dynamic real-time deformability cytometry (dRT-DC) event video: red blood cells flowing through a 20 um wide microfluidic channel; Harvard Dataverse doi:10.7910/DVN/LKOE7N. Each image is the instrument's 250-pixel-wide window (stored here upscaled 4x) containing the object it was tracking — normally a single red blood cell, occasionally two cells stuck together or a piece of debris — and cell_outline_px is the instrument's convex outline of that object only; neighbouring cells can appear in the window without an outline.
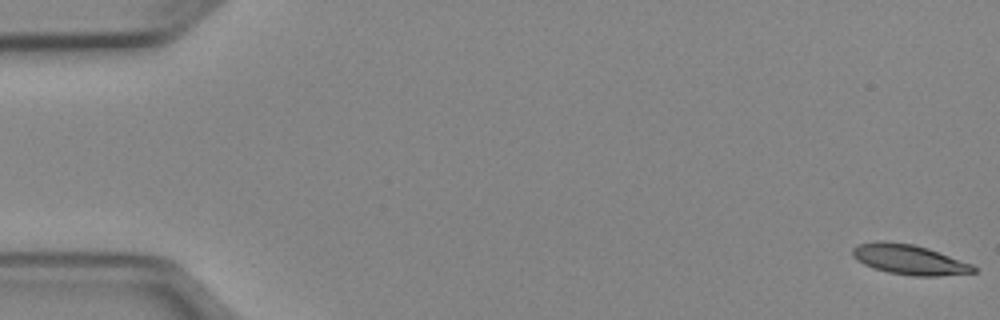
{"species": "Egyptian fruit bat (a non-hibernating species)", "species_latin": "Rousettus aegyptiacus", "temperature_condition": "cold", "stored_images_in_passage": 52, "camera_frame_rate_fps": 3000, "um_per_image_px": 0.085, "animal": {"sex": "female"}, "frame": {"image": 1, "passage_image": 1, "time_ms": 0.0, "image_size_px": [1000, 320], "cell_outline_px": [[976, 272], [940, 276], [912, 276], [888, 272], [864, 264], [856, 260], [852, 256], [852, 248], [860, 244], [880, 240], [884, 240], [912, 244], [928, 248], [972, 264], [976, 268]], "centroid_in_image_um": [77.28, 22.06], "position_along_channel_um": 7.7, "area_um2": 21.1}}
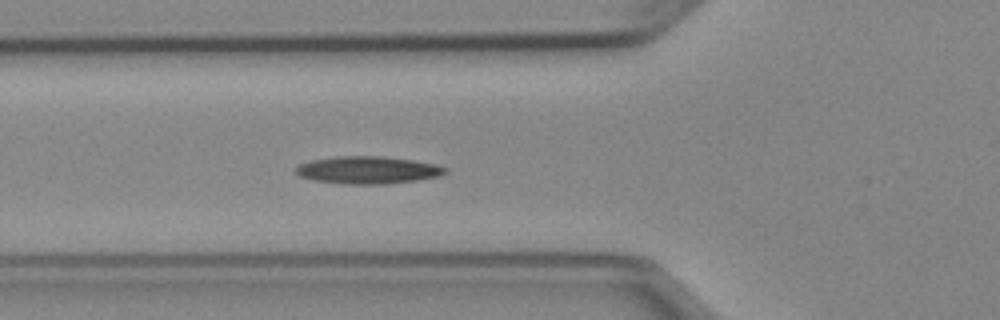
{"frame": {"image": 2, "passage_image": 19, "time_ms": 6.0, "image_size_px": [1000, 320], "cell_outline_px": [[448, 172], [436, 176], [416, 180], [388, 184], [344, 184], [312, 180], [296, 176], [296, 168], [300, 164], [312, 160], [340, 156], [384, 156], [412, 160], [436, 164], [448, 168]], "centroid_in_image_um": [31.25, 14.46], "position_along_channel_um": 94.6, "area_um2": 23.93}}
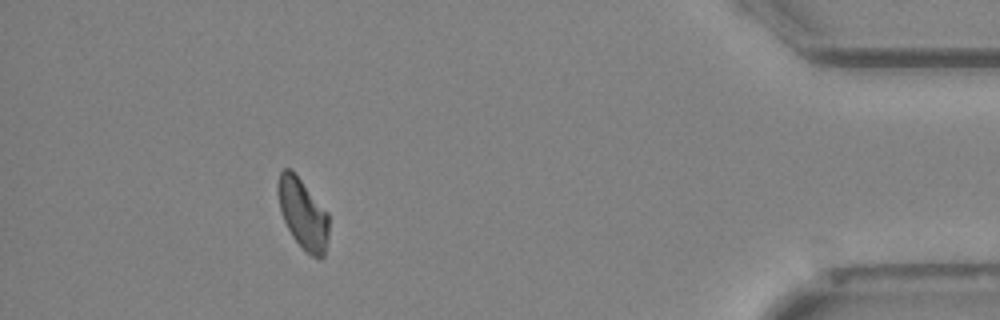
{"frame": {"image": 3, "passage_image": 47, "time_ms": 15.333, "image_size_px": [1000, 320], "cell_outline_px": [[328, 236], [324, 256], [312, 256], [292, 236], [280, 212], [276, 192], [276, 184], [280, 172], [284, 168], [292, 168], [328, 212]], "centroid_in_image_um": [25.71, 18.08], "position_along_channel_um": 409.5, "area_um2": 20.92}}